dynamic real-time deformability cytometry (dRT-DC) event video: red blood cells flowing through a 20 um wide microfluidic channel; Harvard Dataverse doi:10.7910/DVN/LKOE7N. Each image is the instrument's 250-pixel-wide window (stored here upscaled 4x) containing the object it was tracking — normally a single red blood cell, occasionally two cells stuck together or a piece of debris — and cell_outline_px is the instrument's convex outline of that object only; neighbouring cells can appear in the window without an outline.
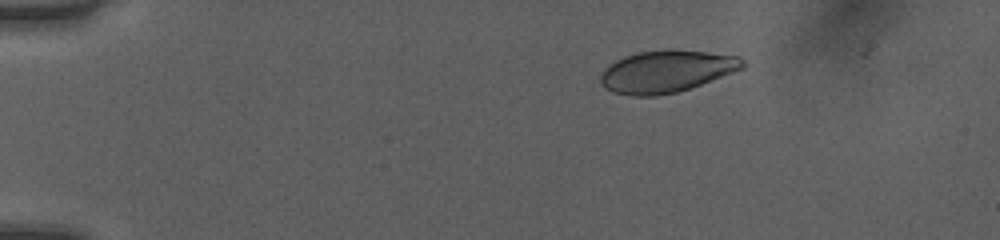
{"species": "human", "species_latin": "Homo sapiens", "temperature_condition": "room temperature", "stored_images_in_passage": 43, "camera_frame_rate_fps": 3000, "um_per_image_px": 0.085, "donor": {"sex": "female"}, "frame": {"image": 1, "passage_image": 1, "time_ms": 0.0, "image_size_px": [1000, 240], "cell_outline_px": [[748, 64], [744, 68], [692, 88], [676, 92], [656, 96], [632, 96], [612, 92], [604, 88], [600, 84], [600, 76], [604, 68], [608, 64], [624, 56], [636, 52], [668, 48], [676, 48], [740, 56]], "centroid_in_image_um": [56.65, 6.05], "position_along_channel_um": 28.3, "area_um2": 35.66}}
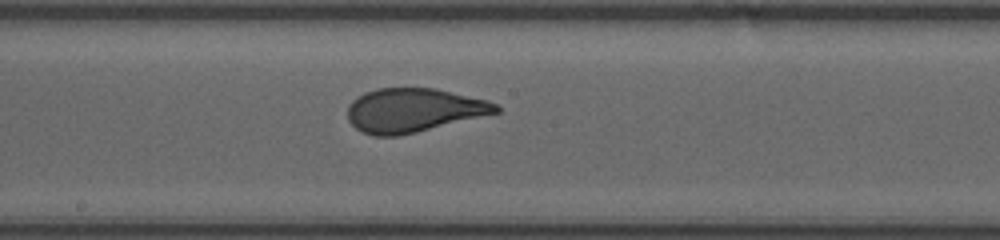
{"frame": {"image": 2, "passage_image": 21, "time_ms": 6.667, "image_size_px": [1000, 240], "cell_outline_px": [[500, 112], [416, 132], [396, 136], [372, 136], [360, 132], [348, 120], [348, 104], [352, 100], [364, 92], [380, 88], [436, 88], [488, 100], [496, 104], [500, 108]], "centroid_in_image_um": [35.13, 9.37], "position_along_channel_um": 213.1, "area_um2": 37.97}}
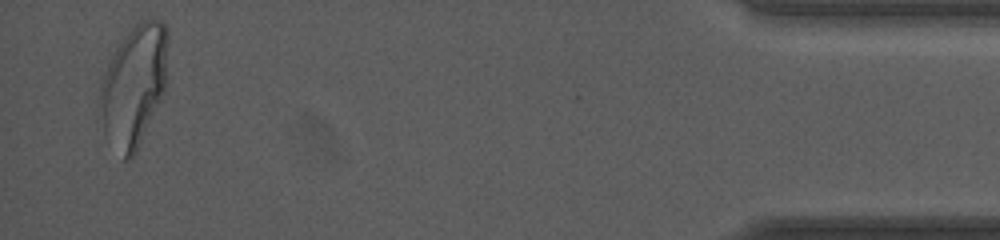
{"frame": {"image": 3, "passage_image": 42, "time_ms": 13.667, "image_size_px": [1000, 240], "cell_outline_px": [[168, 80], [164, 96], [136, 152], [128, 160], [124, 160], [104, 132], [100, 96], [100, 80], [116, 48], [128, 32], [140, 20], [160, 20], [168, 28]], "centroid_in_image_um": [11.45, 7.25], "position_along_channel_um": 423.8, "area_um2": 48.26}, "authors_computed_cell_mechanics": {"area_um2": 38.437, "velocity_mm_per_s": 4.044, "shape_relaxation_time_tau1_ms": 4.8322, "shape_relaxation_time_tau2_ms": null, "deformation_change_tau1": 0.1793, "deformation_change_tau2": null}}